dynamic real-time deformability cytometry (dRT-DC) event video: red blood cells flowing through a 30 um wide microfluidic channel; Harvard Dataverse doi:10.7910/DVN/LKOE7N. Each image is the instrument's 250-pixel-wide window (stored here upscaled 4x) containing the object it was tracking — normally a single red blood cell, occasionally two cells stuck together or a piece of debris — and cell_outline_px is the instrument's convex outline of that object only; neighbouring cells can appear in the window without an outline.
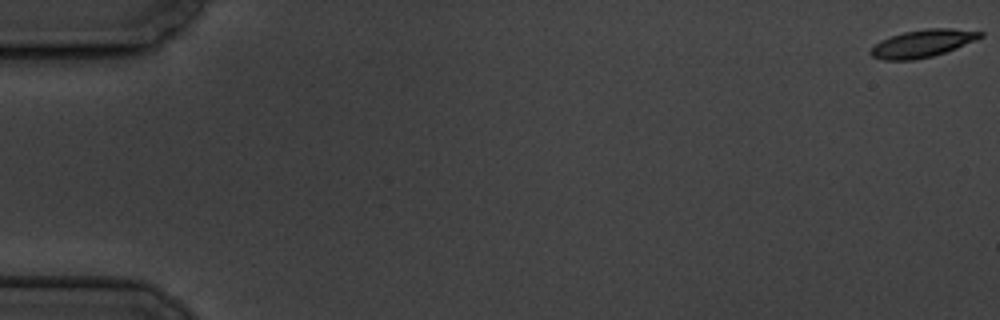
{"species": "common noctule bat (a hibernating species)", "species_latin": "Nyctalus noctula", "temperature_condition": "cold", "stored_images_in_passage": 5, "camera_frame_rate_fps": 3000, "um_per_image_px": 0.085, "animal": {"sex": "male", "body_mass_g": 19.5, "forearm_length_mm": 54.6}, "frame": {"image": 1, "passage_image": 1, "time_ms": 0.0, "image_size_px": [1000, 320], "cell_outline_px": [[984, 36], [976, 40], [944, 52], [932, 56], [912, 60], [884, 60], [872, 56], [868, 52], [880, 40], [904, 32], [924, 28], [952, 28], [984, 32]], "centroid_in_image_um": [78.42, 3.68], "position_along_channel_um": 6.6, "area_um2": 17.46}}